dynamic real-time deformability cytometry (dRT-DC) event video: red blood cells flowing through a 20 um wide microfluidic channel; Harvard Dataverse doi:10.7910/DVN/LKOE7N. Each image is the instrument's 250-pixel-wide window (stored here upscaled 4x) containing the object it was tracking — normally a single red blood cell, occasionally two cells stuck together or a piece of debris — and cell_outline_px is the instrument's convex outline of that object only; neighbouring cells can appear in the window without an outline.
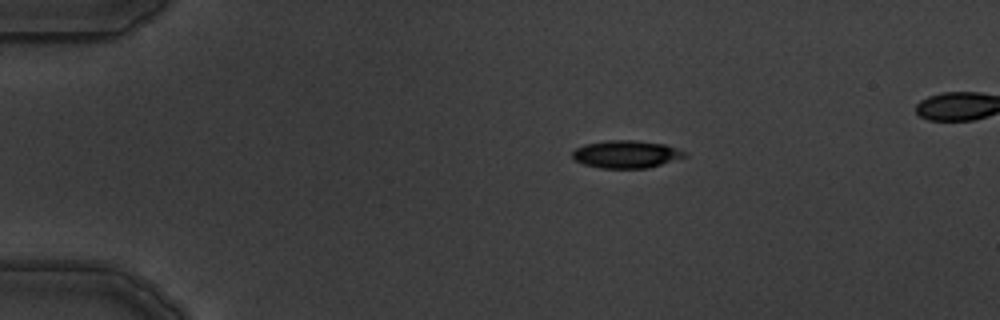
{"species": "common noctule bat (a hibernating species)", "species_latin": "Nyctalus noctula", "temperature_condition": "warm", "stored_images_in_passage": 3, "camera_frame_rate_fps": 3000, "um_per_image_px": 0.085, "animal": {"sex": "male", "body_mass_g": 19.5, "forearm_length_mm": 54.6}, "frame": {"image": 1, "passage_image": 1, "time_ms": 0.0, "image_size_px": [1000, 320], "cell_outline_px": [[688, 156], [648, 168], [600, 168], [584, 164], [576, 160], [572, 156], [572, 152], [576, 148], [584, 144], [608, 140], [636, 140], [664, 144], [688, 152]], "centroid_in_image_um": [53.25, 13.1], "position_along_channel_um": 31.8, "area_um2": 18.09}}